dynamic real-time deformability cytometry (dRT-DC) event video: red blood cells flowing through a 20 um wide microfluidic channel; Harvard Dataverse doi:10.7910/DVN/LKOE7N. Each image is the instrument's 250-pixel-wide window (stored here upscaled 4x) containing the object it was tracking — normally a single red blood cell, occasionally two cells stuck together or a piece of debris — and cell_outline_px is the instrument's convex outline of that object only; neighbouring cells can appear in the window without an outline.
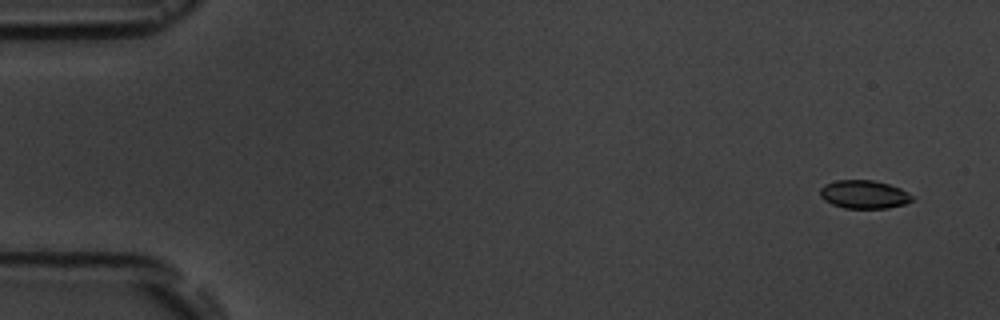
{"species": "common noctule bat (a hibernating species)", "species_latin": "Nyctalus noctula", "temperature_condition": "room temperature", "stored_images_in_passage": 5, "camera_frame_rate_fps": 3000, "um_per_image_px": 0.085, "animal": {"sex": "male", "body_mass_g": 19.5, "forearm_length_mm": 54.6}, "frame": {"image": 1, "passage_image": 1, "time_ms": 0.0, "image_size_px": [1000, 320], "cell_outline_px": [[916, 196], [912, 200], [904, 204], [888, 208], [844, 208], [832, 204], [824, 200], [820, 196], [820, 188], [824, 184], [836, 180], [872, 180], [888, 184], [900, 188]], "centroid_in_image_um": [73.44, 16.52], "position_along_channel_um": 11.6, "area_um2": 15.26}}
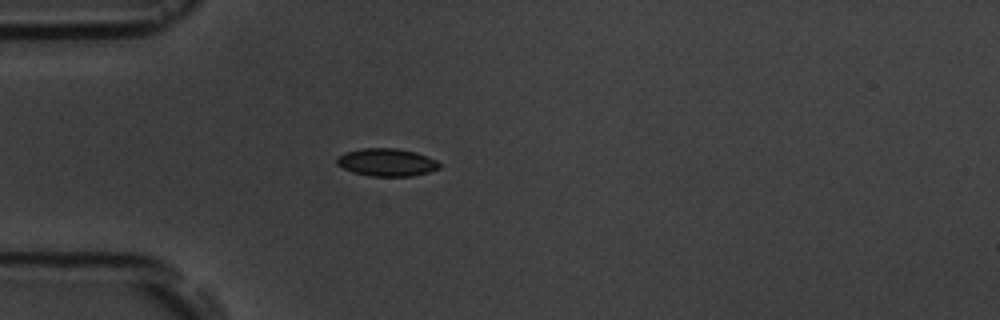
{"frame": {"image": 2, "passage_image": 5, "time_ms": 4.333, "image_size_px": [1000, 320], "cell_outline_px": [[440, 168], [428, 172], [412, 176], [372, 176], [352, 172], [336, 164], [336, 160], [344, 152], [364, 148], [396, 148], [416, 152], [436, 160], [440, 164]], "centroid_in_image_um": [32.87, 13.79], "position_along_channel_um": 52.1, "area_um2": 16.47}}